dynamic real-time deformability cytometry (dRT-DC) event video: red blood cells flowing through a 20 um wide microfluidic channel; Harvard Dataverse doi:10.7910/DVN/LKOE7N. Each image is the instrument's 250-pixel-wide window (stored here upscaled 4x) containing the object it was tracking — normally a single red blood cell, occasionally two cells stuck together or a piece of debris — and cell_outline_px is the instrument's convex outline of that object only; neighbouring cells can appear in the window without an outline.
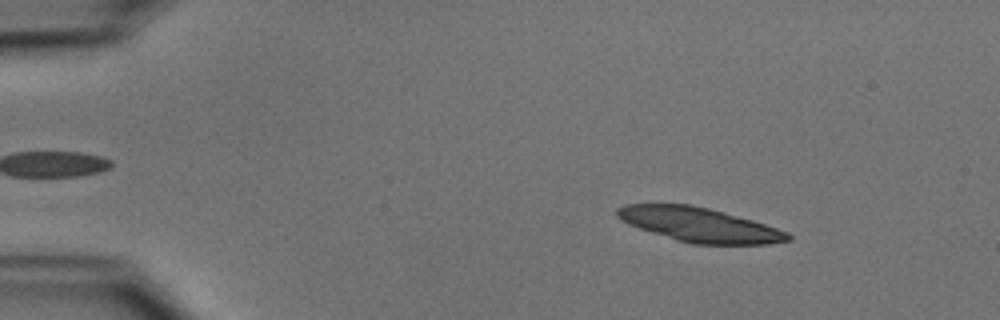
{"species": "common noctule bat (a hibernating species)", "species_latin": "Nyctalus noctula", "temperature_condition": "cold", "stored_images_in_passage": 49, "camera_frame_rate_fps": 3000, "um_per_image_px": 0.085, "animal": {"sex": "male", "body_mass_g": 15.6}, "frame": {"image": 1, "passage_image": 7, "time_ms": 2.0, "image_size_px": [1000, 320], "cell_outline_px": [[792, 240], [768, 244], [692, 244], [676, 240], [628, 224], [620, 220], [616, 216], [616, 208], [624, 204], [692, 204], [724, 212], [752, 220], [788, 232], [792, 236]], "centroid_in_image_um": [59.43, 19.1], "position_along_channel_um": 25.6, "area_um2": 34.04}}
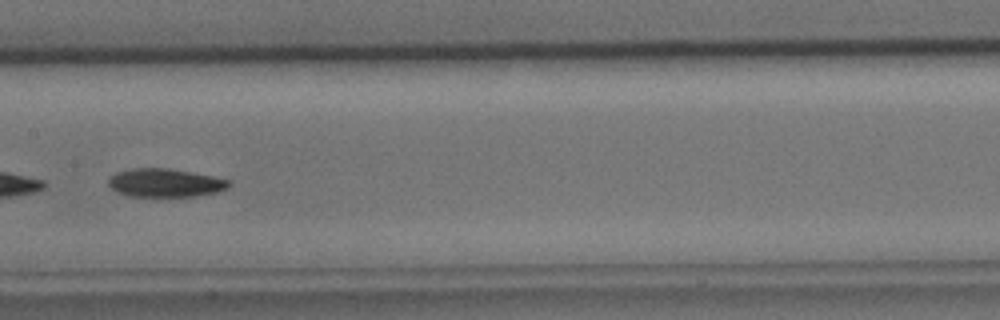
{"frame": {"image": 2, "passage_image": 26, "time_ms": 8.333, "image_size_px": [1000, 320], "cell_outline_px": [[232, 184], [228, 188], [216, 192], [196, 196], [128, 196], [116, 192], [108, 184], [108, 176], [116, 172], [132, 168], [168, 168], [212, 176], [232, 180]], "centroid_in_image_um": [14.03, 15.54], "position_along_channel_um": 193.4, "area_um2": 20.06}}
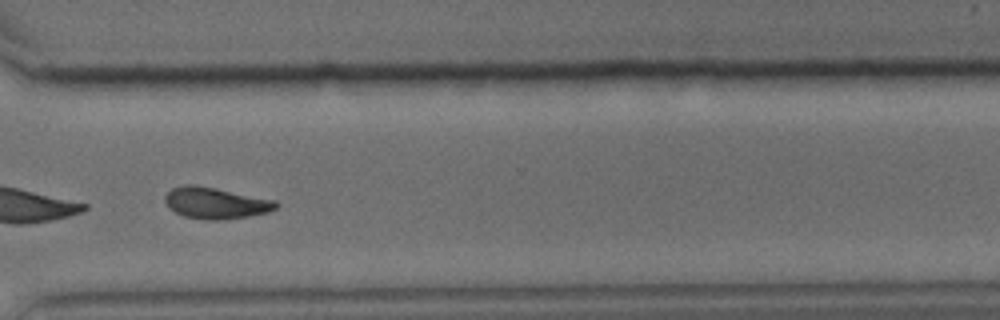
{"frame": {"image": 3, "passage_image": 38, "time_ms": 12.333, "image_size_px": [1000, 320], "cell_outline_px": [[280, 204], [276, 208], [268, 212], [248, 216], [224, 220], [208, 220], [184, 216], [168, 208], [164, 200], [164, 196], [172, 188], [184, 184], [192, 184], [216, 188], [276, 200]], "centroid_in_image_um": [18.32, 17.25], "position_along_channel_um": 352.3, "area_um2": 20.4}, "authors_computed_cell_mechanics": {"area_um2": 21.097, "velocity_mm_per_s": 3.9824, "shape_relaxation_time_tau1_ms": 3.5696, "shape_relaxation_time_tau2_ms": null, "deformation_change_tau1": 0.121, "deformation_change_tau2": null}}